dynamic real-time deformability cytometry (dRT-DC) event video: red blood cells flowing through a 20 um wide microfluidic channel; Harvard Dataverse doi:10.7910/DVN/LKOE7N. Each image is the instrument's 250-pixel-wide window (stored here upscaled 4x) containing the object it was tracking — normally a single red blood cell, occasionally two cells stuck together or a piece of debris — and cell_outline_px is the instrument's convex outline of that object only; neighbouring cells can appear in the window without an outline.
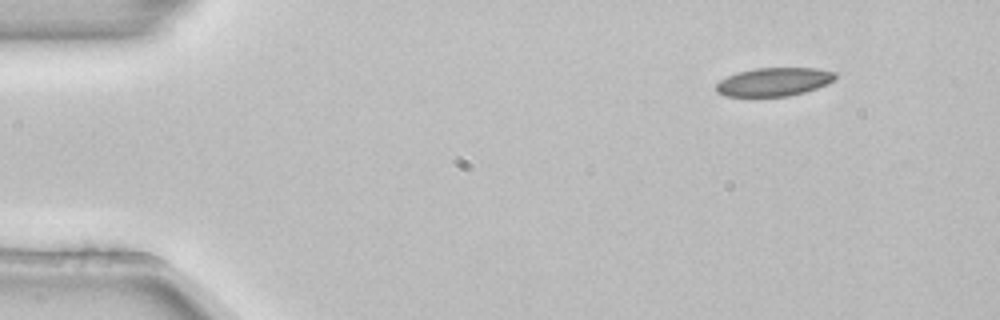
{"species": "common noctule bat (a hibernating species)", "species_latin": "Nyctalus noctula", "temperature_condition": "room temperature", "stored_images_in_passage": 6, "camera_frame_rate_fps": 3000, "um_per_image_px": 0.085, "animal": {"sex": "female", "body_mass_g": 22.7, "forearm_length_mm": 54.2}, "frame": {"image": 1, "passage_image": 1, "time_ms": 0.0, "image_size_px": [1000, 320], "cell_outline_px": [[836, 80], [828, 84], [804, 92], [788, 96], [724, 96], [716, 92], [716, 84], [720, 80], [728, 76], [740, 72], [756, 68], [816, 68], [836, 72]], "centroid_in_image_um": [65.81, 6.96], "position_along_channel_um": 19.2, "area_um2": 19.71}}